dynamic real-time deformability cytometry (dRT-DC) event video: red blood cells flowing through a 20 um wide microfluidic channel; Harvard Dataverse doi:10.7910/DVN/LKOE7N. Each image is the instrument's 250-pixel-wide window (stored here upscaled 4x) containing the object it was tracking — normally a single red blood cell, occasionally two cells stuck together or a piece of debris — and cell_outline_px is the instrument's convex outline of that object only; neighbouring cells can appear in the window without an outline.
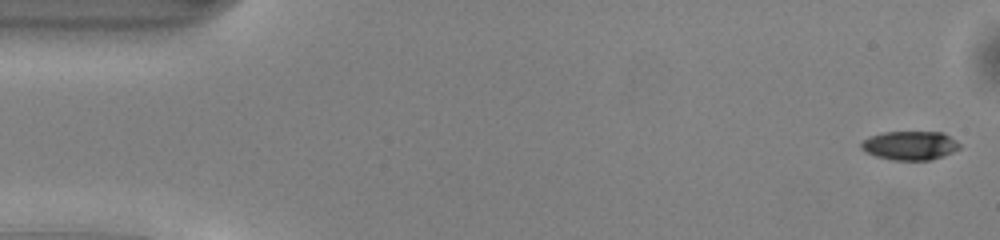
{"species": "common noctule bat (a hibernating species)", "species_latin": "Nyctalus noctula", "temperature_condition": "warm", "stored_images_in_passage": 44, "camera_frame_rate_fps": 3000, "um_per_image_px": 0.085, "animal": {"sex": "male", "body_mass_g": 13.0, "forearm_length_mm": 53.1}, "frame": {"image": 1, "passage_image": 1, "time_ms": 0.0, "image_size_px": [1000, 240], "cell_outline_px": [[960, 148], [952, 152], [928, 160], [892, 160], [876, 156], [860, 148], [860, 144], [868, 136], [884, 132], [944, 132], [956, 140], [960, 144]], "centroid_in_image_um": [77.34, 12.35], "position_along_channel_um": 7.7, "area_um2": 16.47}}
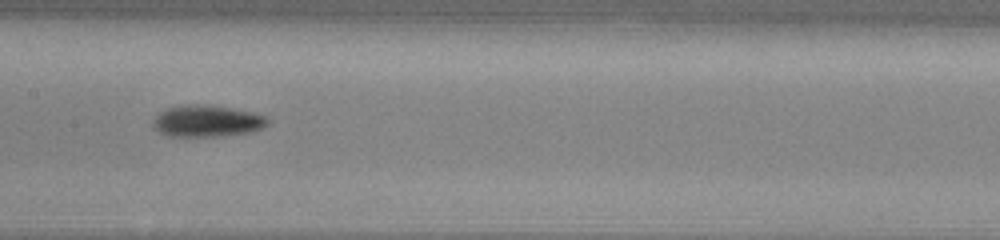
{"frame": {"image": 2, "passage_image": 24, "time_ms": 7.667, "image_size_px": [1000, 240], "cell_outline_px": [[268, 124], [252, 132], [224, 136], [168, 136], [152, 128], [152, 120], [160, 112], [168, 108], [180, 104], [212, 104], [252, 112], [264, 116], [268, 120]], "centroid_in_image_um": [17.56, 10.28], "position_along_channel_um": 189.8, "area_um2": 21.39}}
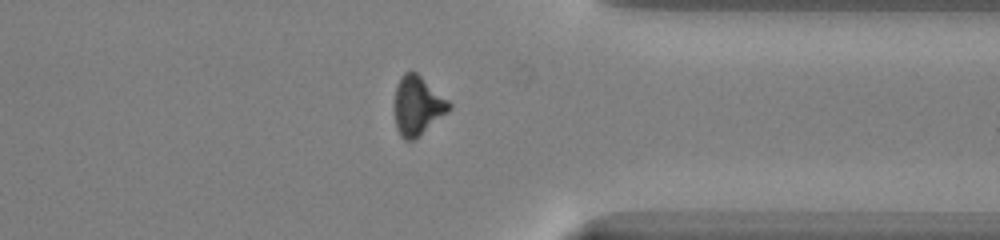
{"frame": {"image": 3, "passage_image": 38, "time_ms": 12.333, "image_size_px": [1000, 240], "cell_outline_px": [[452, 108], [448, 112], [416, 140], [404, 140], [400, 136], [396, 128], [396, 84], [400, 76], [404, 72], [416, 72], [448, 100], [452, 104]], "centroid_in_image_um": [35.51, 9.01], "position_along_channel_um": 375.9, "area_um2": 18.73}}